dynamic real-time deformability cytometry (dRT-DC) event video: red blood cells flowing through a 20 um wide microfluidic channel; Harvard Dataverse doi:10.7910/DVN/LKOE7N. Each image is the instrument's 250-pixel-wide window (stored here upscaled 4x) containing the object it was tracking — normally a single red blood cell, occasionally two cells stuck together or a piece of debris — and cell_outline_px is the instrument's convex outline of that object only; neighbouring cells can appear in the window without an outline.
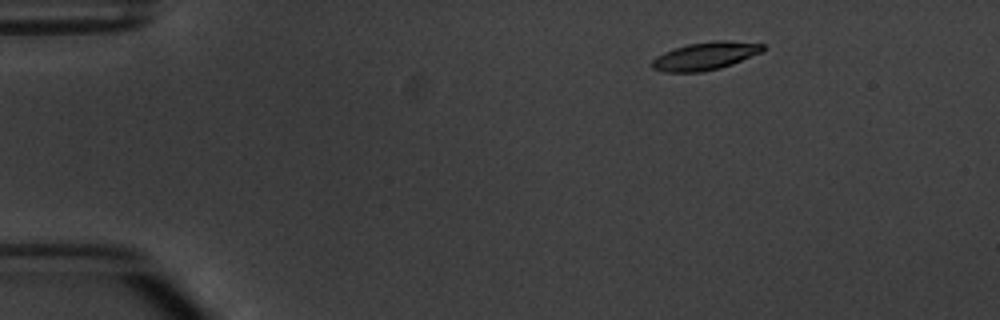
{"species": "common noctule bat (a hibernating species)", "species_latin": "Nyctalus noctula", "temperature_condition": "warm", "stored_images_in_passage": 5, "camera_frame_rate_fps": 3000, "um_per_image_px": 0.085, "animal": {"sex": "male", "body_mass_g": 20.1, "forearm_length_mm": 53.5}, "frame": {"image": 1, "passage_image": 2, "time_ms": 1.0, "image_size_px": [1000, 320], "cell_outline_px": [[764, 52], [732, 64], [720, 68], [700, 72], [664, 72], [652, 68], [652, 60], [656, 56], [664, 52], [688, 44], [716, 40], [728, 40], [764, 44]], "centroid_in_image_um": [59.98, 4.76], "position_along_channel_um": 25.0, "area_um2": 18.03}}